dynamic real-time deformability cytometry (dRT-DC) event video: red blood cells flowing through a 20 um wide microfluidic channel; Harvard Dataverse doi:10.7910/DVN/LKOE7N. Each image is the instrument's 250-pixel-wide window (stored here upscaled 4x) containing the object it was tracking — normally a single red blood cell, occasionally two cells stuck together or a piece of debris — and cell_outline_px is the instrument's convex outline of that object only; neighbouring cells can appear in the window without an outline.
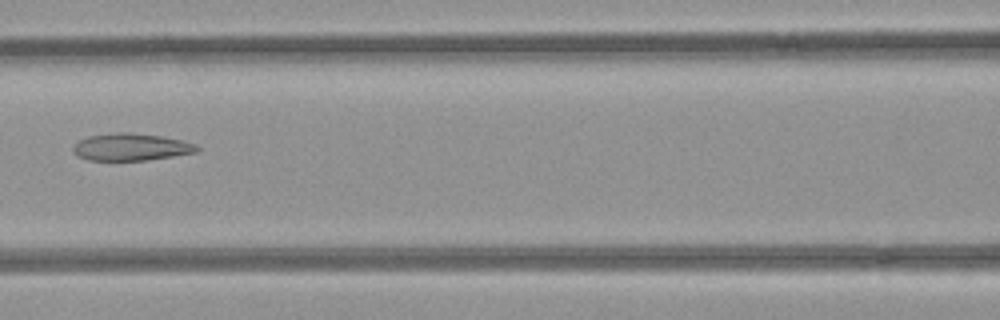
{"species": "common noctule bat (a hibernating species)", "species_latin": "Nyctalus noctula", "temperature_condition": "room temperature", "stored_images_in_passage": 6, "camera_frame_rate_fps": 3000, "um_per_image_px": 0.085, "animal": {"sex": "female", "body_mass_g": 21.9}, "frame": {"image": 1, "passage_image": 5, "time_ms": 1.333, "image_size_px": [1000, 320], "cell_outline_px": [[200, 148], [196, 152], [172, 156], [144, 160], [88, 160], [76, 156], [72, 152], [72, 148], [80, 140], [88, 136], [116, 132], [128, 132], [160, 136], [180, 140], [196, 144]], "centroid_in_image_um": [11.1, 12.5], "position_along_channel_um": 155.5, "area_um2": 19.48}}
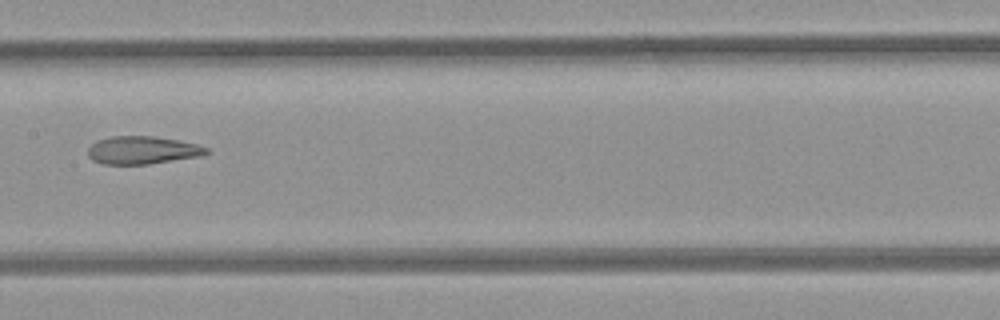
{"frame": {"image": 2, "passage_image": 6, "time_ms": 1.667, "image_size_px": [1000, 320], "cell_outline_px": [[212, 152], [200, 156], [148, 164], [104, 164], [92, 160], [88, 156], [88, 148], [96, 140], [112, 136], [152, 136], [180, 140], [196, 144], [208, 148]], "centroid_in_image_um": [12.11, 12.76], "position_along_channel_um": 195.3, "area_um2": 19.31}}